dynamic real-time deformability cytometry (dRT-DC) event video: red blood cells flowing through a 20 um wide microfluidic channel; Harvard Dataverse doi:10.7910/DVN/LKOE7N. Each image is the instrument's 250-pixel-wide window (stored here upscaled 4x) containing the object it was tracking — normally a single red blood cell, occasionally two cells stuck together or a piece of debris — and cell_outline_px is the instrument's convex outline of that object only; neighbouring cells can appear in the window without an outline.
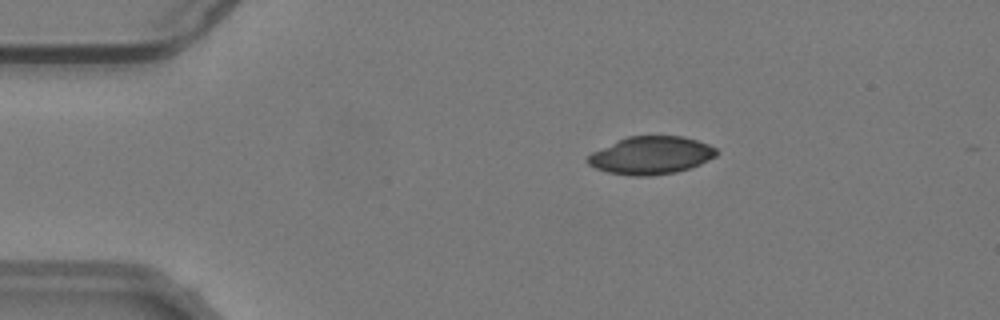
{"species": "common noctule bat (a hibernating species)", "species_latin": "Nyctalus noctula", "temperature_condition": "warm", "stored_images_in_passage": 55, "camera_frame_rate_fps": 3000, "um_per_image_px": 0.085, "animal": {"sex": "male", "body_mass_g": 19.2, "forearm_length_mm": 51.8}, "frame": {"image": 1, "passage_image": 11, "time_ms": 3.333, "image_size_px": [1000, 320], "cell_outline_px": [[716, 156], [700, 164], [676, 172], [652, 176], [628, 176], [608, 172], [596, 168], [588, 164], [584, 160], [592, 152], [616, 140], [628, 136], [684, 136], [708, 144], [716, 148]], "centroid_in_image_um": [55.3, 13.21], "position_along_channel_um": 29.7, "area_um2": 28.44}}
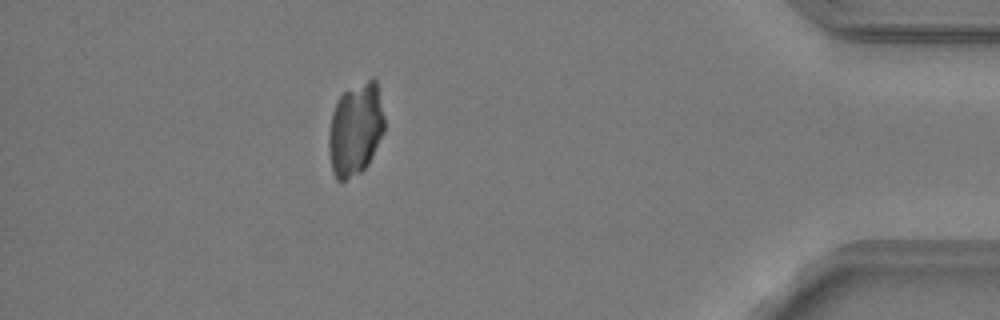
{"frame": {"image": 2, "passage_image": 49, "time_ms": 16.0, "image_size_px": [1000, 320], "cell_outline_px": [[384, 132], [368, 164], [360, 172], [344, 180], [336, 180], [332, 168], [328, 152], [328, 132], [332, 112], [340, 96], [344, 92], [372, 76], [376, 80], [384, 116]], "centroid_in_image_um": [30.21, 10.98], "position_along_channel_um": 405.0, "area_um2": 30.06}}